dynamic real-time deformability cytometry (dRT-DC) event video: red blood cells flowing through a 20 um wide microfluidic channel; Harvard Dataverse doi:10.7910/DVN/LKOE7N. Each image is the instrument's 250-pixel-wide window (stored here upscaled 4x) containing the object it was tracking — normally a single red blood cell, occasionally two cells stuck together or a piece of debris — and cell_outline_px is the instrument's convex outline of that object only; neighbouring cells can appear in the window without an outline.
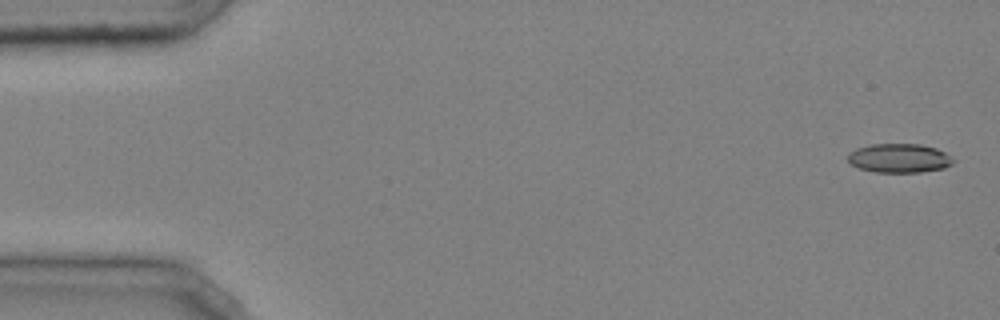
{"species": "common noctule bat (a hibernating species)", "species_latin": "Nyctalus noctula", "temperature_condition": "cold", "stored_images_in_passage": 38, "camera_frame_rate_fps": 3000, "um_per_image_px": 0.085, "animal": {"sex": "male", "body_mass_g": 20.4}, "frame": {"image": 1, "passage_image": 1, "time_ms": 0.0, "image_size_px": [1000, 320], "cell_outline_px": [[956, 160], [952, 164], [944, 168], [920, 172], [876, 172], [860, 168], [852, 164], [848, 160], [848, 152], [856, 148], [872, 144], [920, 144], [936, 148], [952, 156]], "centroid_in_image_um": [76.46, 13.44], "position_along_channel_um": 8.5, "area_um2": 17.86}}
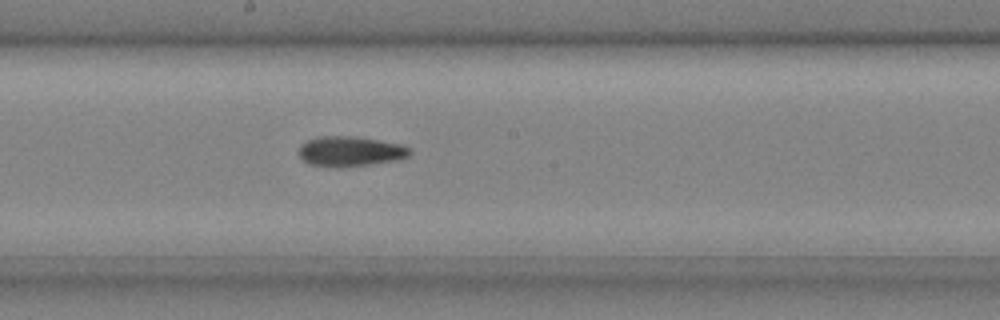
{"frame": {"image": 2, "passage_image": 26, "time_ms": 8.333, "image_size_px": [1000, 320], "cell_outline_px": [[412, 152], [408, 156], [396, 160], [340, 168], [336, 168], [308, 164], [300, 156], [300, 144], [308, 140], [320, 136], [356, 136], [400, 144], [408, 148]], "centroid_in_image_um": [29.74, 12.87], "position_along_channel_um": 218.5, "area_um2": 19.36}}
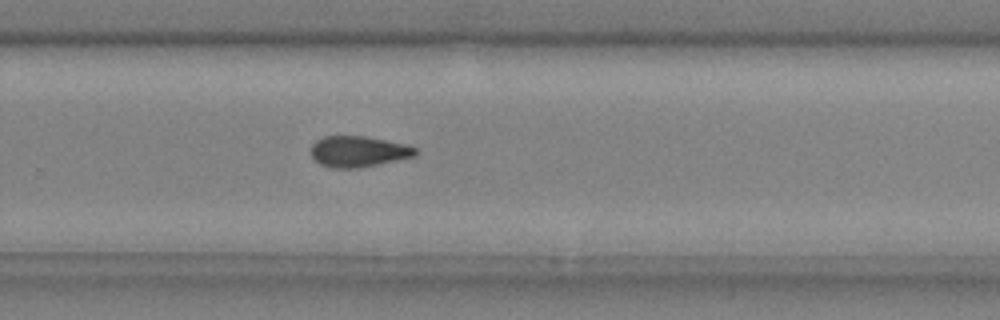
{"frame": {"image": 3, "passage_image": 32, "time_ms": 10.333, "image_size_px": [1000, 320], "cell_outline_px": [[416, 156], [380, 164], [360, 168], [332, 168], [320, 164], [312, 156], [312, 144], [316, 140], [324, 136], [364, 136], [404, 144], [416, 148]], "centroid_in_image_um": [30.45, 12.89], "position_along_channel_um": 299.3, "area_um2": 18.73}, "authors_computed_cell_mechanics": {"area_um2": 19.1318, "velocity_mm_per_s": 4.056, "shape_relaxation_time_tau1_ms": 5.321, "shape_relaxation_time_tau2_ms": 4.6465, "deformation_change_tau1": 0.1708, "deformation_change_tau2": 0.1295}}